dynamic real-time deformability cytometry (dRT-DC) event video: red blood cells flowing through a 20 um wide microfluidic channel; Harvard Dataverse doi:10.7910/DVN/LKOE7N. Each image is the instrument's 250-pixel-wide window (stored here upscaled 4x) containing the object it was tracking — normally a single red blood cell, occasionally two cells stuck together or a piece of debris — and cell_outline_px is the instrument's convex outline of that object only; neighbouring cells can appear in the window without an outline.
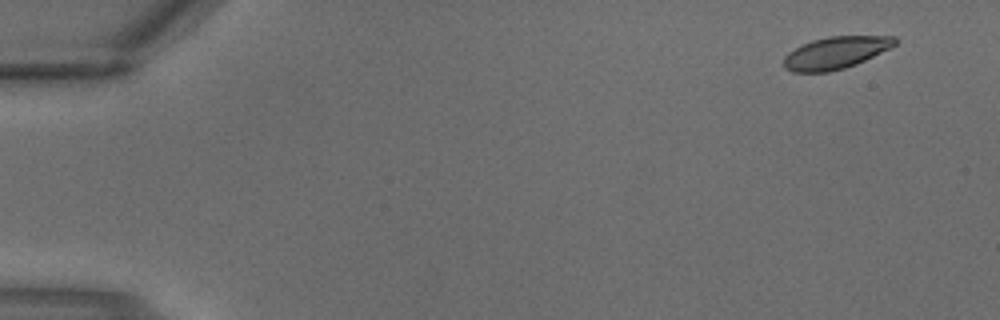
{"species": "common noctule bat (a hibernating species)", "species_latin": "Nyctalus noctula", "temperature_condition": "warm", "stored_images_in_passage": 3, "camera_frame_rate_fps": 3000, "um_per_image_px": 0.085, "animal": {"sex": "male", "body_mass_g": 18.8}, "frame": {"image": 1, "passage_image": 1, "time_ms": 0.0, "image_size_px": [1000, 320], "cell_outline_px": [[896, 44], [856, 64], [844, 68], [828, 72], [792, 72], [784, 68], [784, 56], [788, 52], [812, 40], [828, 36], [896, 36]], "centroid_in_image_um": [70.99, 4.48], "position_along_channel_um": 14.0, "area_um2": 20.58}}